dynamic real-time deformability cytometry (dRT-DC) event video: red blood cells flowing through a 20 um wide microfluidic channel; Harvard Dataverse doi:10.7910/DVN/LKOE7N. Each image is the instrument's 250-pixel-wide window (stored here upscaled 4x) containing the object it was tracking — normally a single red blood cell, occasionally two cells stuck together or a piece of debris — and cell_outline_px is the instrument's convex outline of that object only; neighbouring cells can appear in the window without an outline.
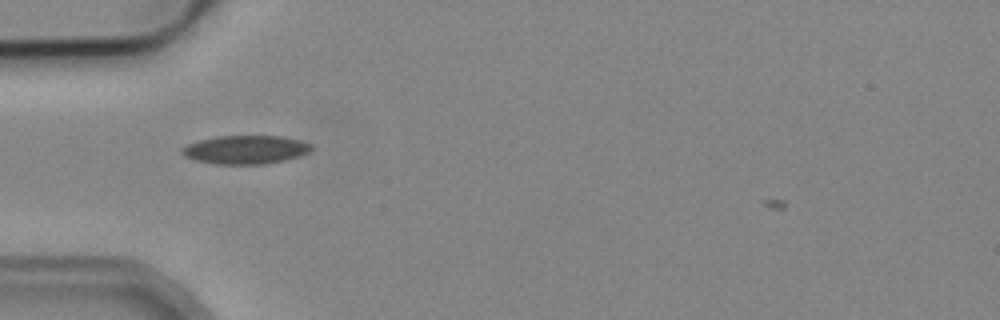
{"species": "common noctule bat (a hibernating species)", "species_latin": "Nyctalus noctula", "temperature_condition": "cold", "stored_images_in_passage": 40, "camera_frame_rate_fps": 3000, "um_per_image_px": 0.085, "animal": {"sex": "male", "body_mass_g": 19.2, "forearm_length_mm": 51.8}, "frame": {"image": 1, "passage_image": 6, "time_ms": 1.667, "image_size_px": [1000, 320], "cell_outline_px": [[312, 148], [308, 152], [300, 156], [284, 160], [264, 164], [216, 164], [192, 160], [184, 156], [180, 152], [180, 148], [188, 144], [200, 140], [216, 136], [280, 136], [300, 140], [312, 144]], "centroid_in_image_um": [20.84, 12.72], "position_along_channel_um": 64.2, "area_um2": 21.62}}
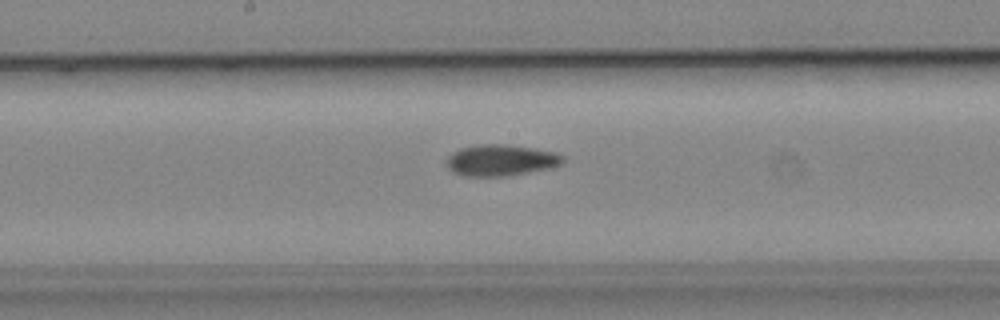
{"frame": {"image": 2, "passage_image": 17, "time_ms": 5.333, "image_size_px": [1000, 320], "cell_outline_px": [[564, 160], [560, 164], [552, 168], [504, 176], [464, 176], [448, 168], [448, 156], [452, 152], [460, 148], [480, 144], [504, 144], [536, 148], [556, 152], [564, 156]], "centroid_in_image_um": [42.61, 13.61], "position_along_channel_um": 205.6, "area_um2": 21.15}}
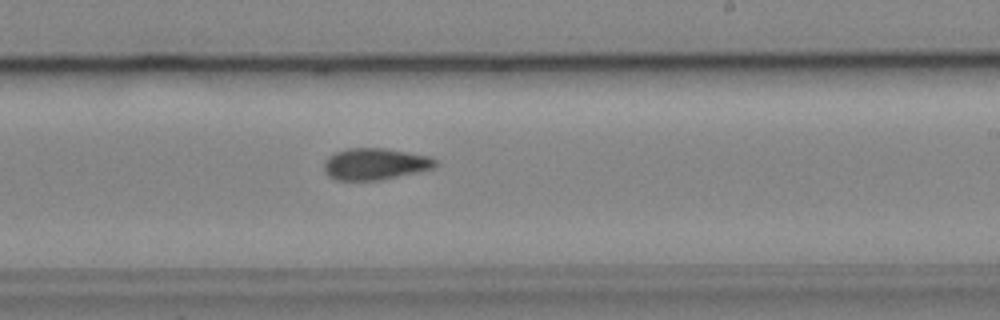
{"frame": {"image": 3, "passage_image": 21, "time_ms": 6.667, "image_size_px": [1000, 320], "cell_outline_px": [[436, 164], [432, 168], [420, 172], [380, 180], [336, 180], [328, 176], [324, 172], [324, 160], [328, 156], [336, 152], [348, 148], [384, 148], [428, 156], [436, 160]], "centroid_in_image_um": [31.84, 13.94], "position_along_channel_um": 257.2, "area_um2": 20.52}}